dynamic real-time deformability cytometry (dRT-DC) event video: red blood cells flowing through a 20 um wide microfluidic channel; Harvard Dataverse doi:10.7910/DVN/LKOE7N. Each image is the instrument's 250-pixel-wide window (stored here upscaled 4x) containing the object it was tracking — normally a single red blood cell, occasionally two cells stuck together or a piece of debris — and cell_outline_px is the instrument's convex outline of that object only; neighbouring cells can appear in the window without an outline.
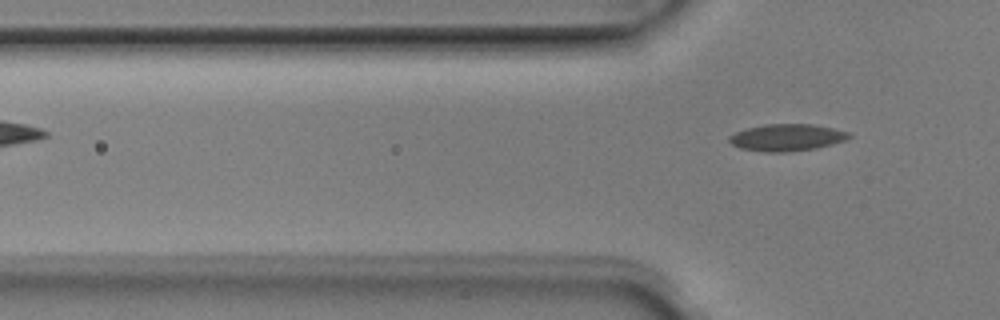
{"species": "Egyptian fruit bat (a non-hibernating species)", "species_latin": "Rousettus aegyptiacus", "temperature_condition": "room temperature", "stored_images_in_passage": 3, "camera_frame_rate_fps": 3000, "um_per_image_px": 0.085, "animal": {"sex": "male"}, "frame": {"image": 1, "passage_image": 3, "time_ms": 0.667, "image_size_px": [1000, 320], "cell_outline_px": [[852, 136], [844, 140], [832, 144], [816, 148], [784, 152], [764, 152], [740, 148], [732, 144], [728, 140], [728, 136], [744, 128], [764, 124], [812, 124], [832, 128], [848, 132]], "centroid_in_image_um": [66.83, 11.68], "position_along_channel_um": 59.0, "area_um2": 18.79}}